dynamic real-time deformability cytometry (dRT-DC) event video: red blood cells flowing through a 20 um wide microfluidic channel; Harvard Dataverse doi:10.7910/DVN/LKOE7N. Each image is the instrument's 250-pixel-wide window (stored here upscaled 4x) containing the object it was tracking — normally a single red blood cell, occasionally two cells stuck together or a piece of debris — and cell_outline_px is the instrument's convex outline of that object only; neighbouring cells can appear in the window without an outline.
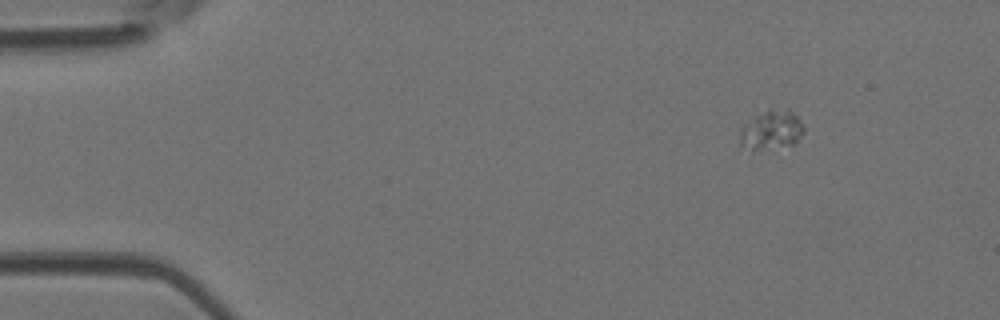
{"species": "Egyptian fruit bat (a non-hibernating species)", "species_latin": "Rousettus aegyptiacus", "temperature_condition": "room temperature", "stored_images_in_passage": 43, "camera_frame_rate_fps": 3000, "um_per_image_px": 0.085, "animal": {"sex": "female"}, "frame": {"image": 1, "passage_image": 1, "time_ms": 0.0, "image_size_px": [1000, 320], "cell_outline_px": [[804, 132], [796, 144], [752, 152], [740, 148], [740, 128], [744, 124], [756, 116], [768, 112], [788, 108], [804, 124]], "centroid_in_image_um": [65.56, 11.13], "position_along_channel_um": 19.4, "area_um2": 14.8}}
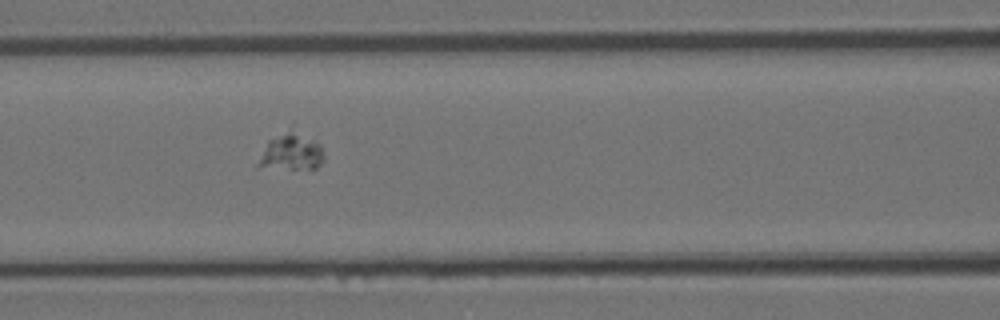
{"frame": {"image": 2, "passage_image": 16, "time_ms": 5.0, "image_size_px": [1000, 320], "cell_outline_px": [[324, 160], [316, 168], [256, 168], [256, 164], [268, 140], [280, 136], [296, 136], [320, 144], [324, 156]], "centroid_in_image_um": [24.71, 13.06], "position_along_channel_um": 141.9, "area_um2": 12.83}}
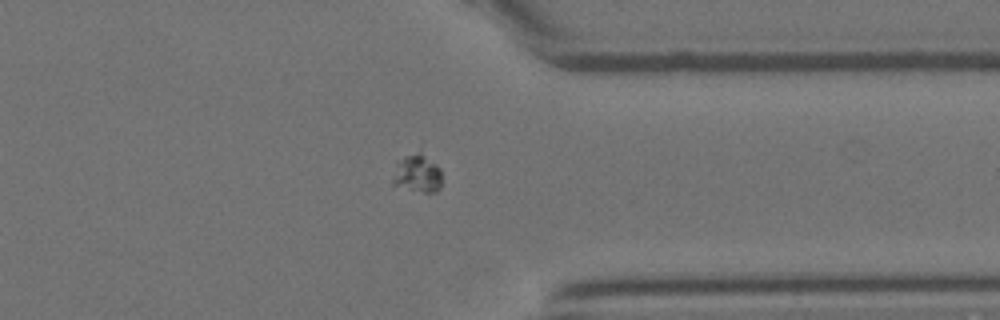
{"frame": {"image": 3, "passage_image": 33, "time_ms": 10.667, "image_size_px": [1000, 320], "cell_outline_px": [[440, 188], [436, 192], [424, 192], [392, 184], [392, 176], [396, 160], [404, 156], [420, 152], [436, 164], [440, 168]], "centroid_in_image_um": [35.43, 14.74], "position_along_channel_um": 376.0, "area_um2": 10.75}}